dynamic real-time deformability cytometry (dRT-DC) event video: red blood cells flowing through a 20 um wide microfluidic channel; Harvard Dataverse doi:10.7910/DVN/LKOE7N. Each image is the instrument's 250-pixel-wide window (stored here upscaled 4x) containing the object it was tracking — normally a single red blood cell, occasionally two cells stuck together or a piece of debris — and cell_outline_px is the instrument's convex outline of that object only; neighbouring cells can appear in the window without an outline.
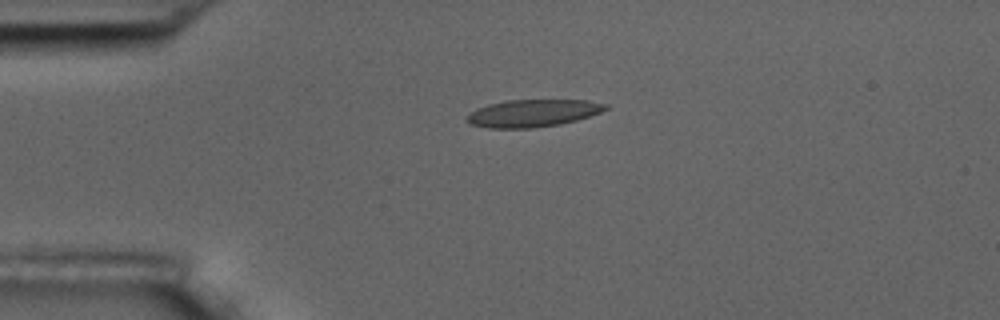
{"species": "common noctule bat (a hibernating species)", "species_latin": "Nyctalus noctula", "temperature_condition": "room temperature", "stored_images_in_passage": 2, "camera_frame_rate_fps": 3000, "um_per_image_px": 0.085, "animal": {"sex": "male", "body_mass_g": 17.5, "forearm_length_mm": 52.3}, "frame": {"image": 1, "passage_image": 1, "time_ms": 0.0, "image_size_px": [1000, 320], "cell_outline_px": [[608, 108], [600, 112], [576, 120], [560, 124], [532, 128], [488, 128], [468, 124], [464, 120], [476, 108], [488, 104], [508, 100], [588, 100], [608, 104]], "centroid_in_image_um": [45.26, 9.62], "position_along_channel_um": 39.7, "area_um2": 22.14}}